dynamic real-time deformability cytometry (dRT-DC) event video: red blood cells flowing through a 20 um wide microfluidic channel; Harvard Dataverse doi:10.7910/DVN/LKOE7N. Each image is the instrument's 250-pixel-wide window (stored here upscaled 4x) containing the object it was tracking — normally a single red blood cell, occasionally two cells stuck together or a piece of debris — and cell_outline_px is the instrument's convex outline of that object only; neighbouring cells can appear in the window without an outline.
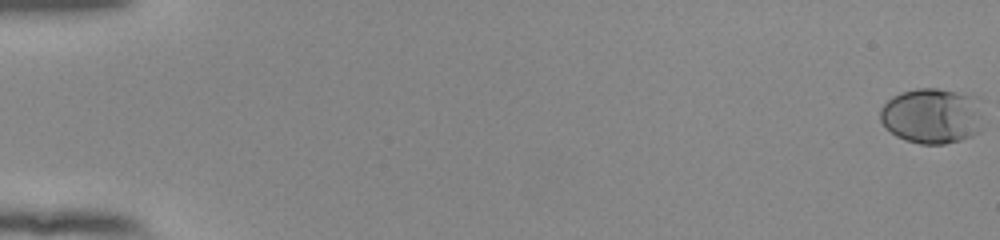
{"species": "human", "species_latin": "Homo sapiens", "temperature_condition": "room temperature", "stored_images_in_passage": 56, "camera_frame_rate_fps": 3000, "um_per_image_px": 0.085, "donor": {"sex": "female"}, "frame": {"image": 1, "passage_image": 1, "time_ms": 0.0, "image_size_px": [1000, 240], "cell_outline_px": [[980, 132], [972, 136], [960, 140], [944, 144], [920, 144], [904, 140], [896, 136], [884, 128], [880, 120], [880, 108], [892, 96], [900, 92], [916, 88], [936, 88], [956, 92], [968, 96], [980, 116]], "centroid_in_image_um": [79.08, 9.88], "position_along_channel_um": 5.9, "area_um2": 32.77}}
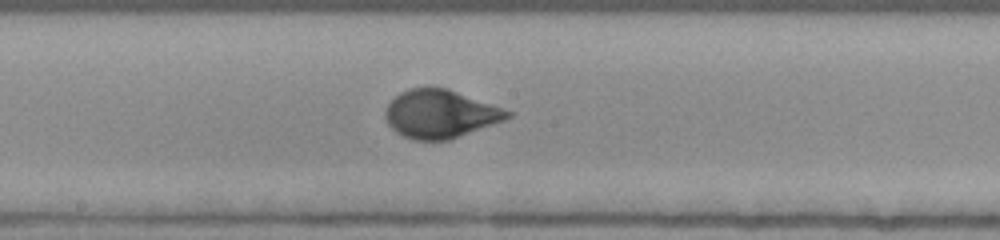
{"frame": {"image": 2, "passage_image": 32, "time_ms": 10.333, "image_size_px": [1000, 240], "cell_outline_px": [[512, 116], [504, 120], [448, 140], [412, 140], [396, 132], [388, 124], [384, 116], [384, 112], [388, 104], [400, 92], [408, 88], [448, 88], [512, 112]], "centroid_in_image_um": [37.38, 9.69], "position_along_channel_um": 210.8, "area_um2": 33.93}}
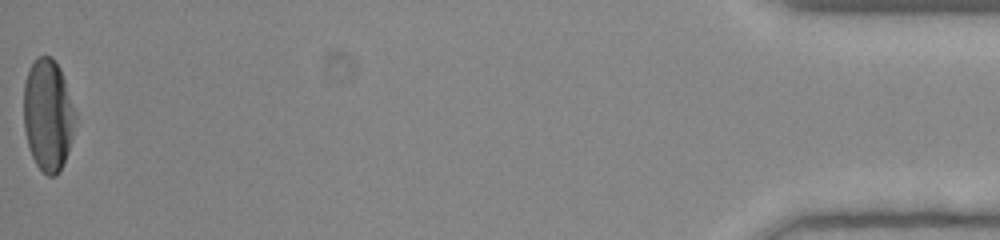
{"frame": {"image": 3, "passage_image": 56, "time_ms": 18.333, "image_size_px": [1000, 240], "cell_outline_px": [[76, 116], [72, 136], [64, 160], [56, 176], [48, 176], [36, 164], [32, 156], [28, 144], [24, 128], [24, 84], [28, 68], [36, 56], [52, 56], [60, 68], [76, 112]], "centroid_in_image_um": [4.06, 9.72], "position_along_channel_um": 431.1, "area_um2": 33.47}, "authors_computed_cell_mechanics": {"area_um2": 33.0327, "velocity_mm_per_s": 3.8784, "shape_relaxation_time_tau1_ms": 3.5446, "shape_relaxation_time_tau2_ms": null, "deformation_change_tau1": 0.1934, "deformation_change_tau2": null}}